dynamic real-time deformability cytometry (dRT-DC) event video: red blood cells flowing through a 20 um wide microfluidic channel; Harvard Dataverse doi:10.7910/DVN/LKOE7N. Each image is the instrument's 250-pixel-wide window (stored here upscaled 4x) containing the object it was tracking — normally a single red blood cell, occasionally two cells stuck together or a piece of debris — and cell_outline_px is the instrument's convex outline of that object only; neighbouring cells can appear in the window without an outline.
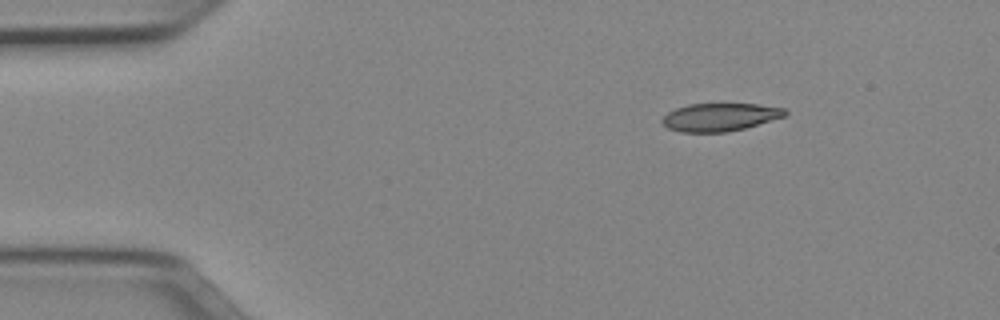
{"species": "Egyptian fruit bat (a non-hibernating species)", "species_latin": "Rousettus aegyptiacus", "temperature_condition": "cold", "stored_images_in_passage": 44, "camera_frame_rate_fps": 3000, "um_per_image_px": 0.085, "animal": {"sex": "female"}, "frame": {"image": 1, "passage_image": 1, "time_ms": 0.0, "image_size_px": [1000, 320], "cell_outline_px": [[788, 112], [784, 116], [744, 128], [724, 132], [680, 132], [668, 128], [660, 120], [668, 112], [676, 108], [688, 104], [760, 104], [784, 108]], "centroid_in_image_um": [61.17, 9.95], "position_along_channel_um": 23.8, "area_um2": 19.83}}
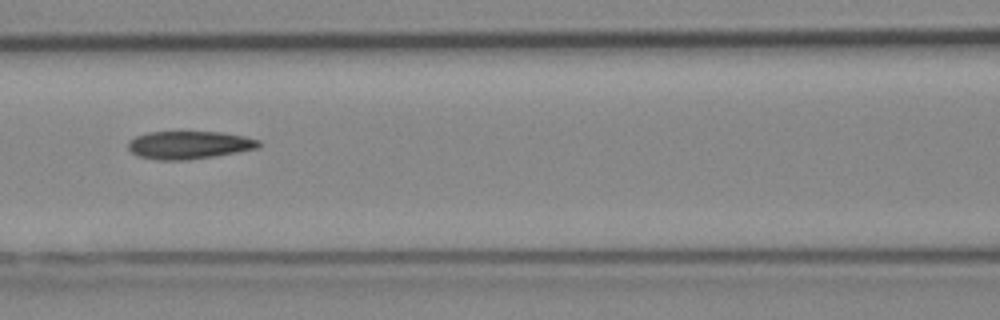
{"frame": {"image": 2, "passage_image": 16, "time_ms": 5.0, "image_size_px": [1000, 320], "cell_outline_px": [[260, 148], [188, 160], [156, 160], [136, 156], [128, 148], [128, 140], [136, 136], [148, 132], [224, 132], [244, 136], [260, 140]], "centroid_in_image_um": [16.05, 12.32], "position_along_channel_um": 150.5, "area_um2": 21.33}}
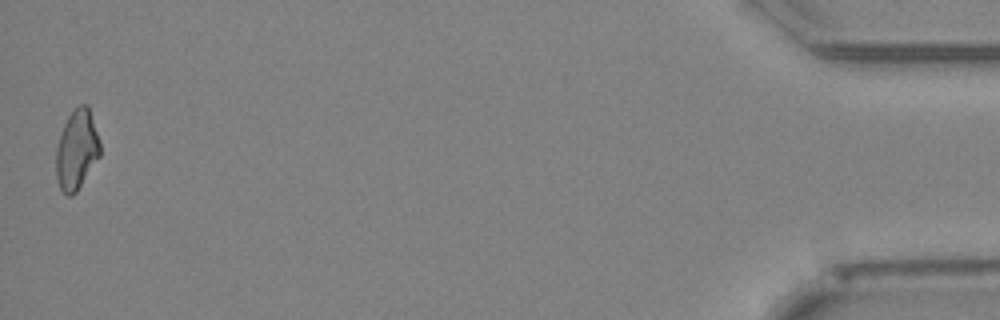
{"frame": {"image": 3, "passage_image": 44, "time_ms": 14.333, "image_size_px": [1000, 320], "cell_outline_px": [[100, 156], [76, 192], [72, 196], [68, 196], [60, 188], [56, 176], [56, 148], [64, 124], [68, 116], [80, 104], [88, 104], [100, 144]], "centroid_in_image_um": [6.52, 12.74], "position_along_channel_um": 428.7, "area_um2": 20.17}, "authors_computed_cell_mechanics": {"area_um2": 21.2993, "velocity_mm_per_s": 3.9832, "shape_relaxation_time_tau1_ms": null, "shape_relaxation_time_tau2_ms": 5.2629, "deformation_change_tau1": null, "deformation_change_tau2": 0.1425}}